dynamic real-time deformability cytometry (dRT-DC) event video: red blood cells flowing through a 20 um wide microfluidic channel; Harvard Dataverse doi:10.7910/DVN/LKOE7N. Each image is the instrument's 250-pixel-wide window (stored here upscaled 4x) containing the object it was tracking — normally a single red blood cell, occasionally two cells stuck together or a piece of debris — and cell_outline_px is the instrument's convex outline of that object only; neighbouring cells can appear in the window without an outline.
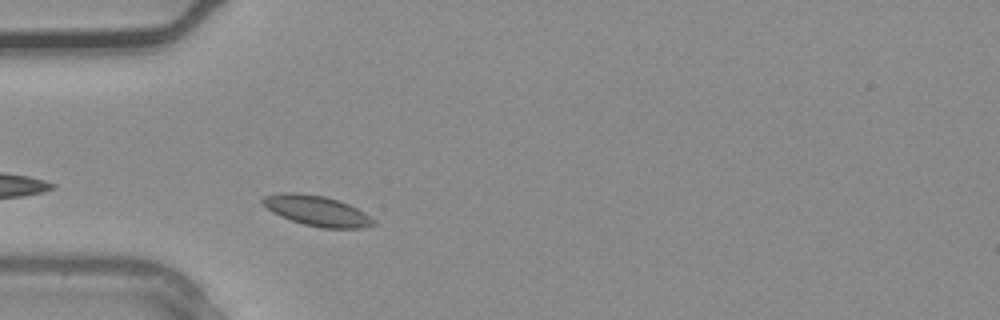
{"species": "common noctule bat (a hibernating species)", "species_latin": "Nyctalus noctula", "temperature_condition": "warm", "stored_images_in_passage": 8, "camera_frame_rate_fps": 3000, "um_per_image_px": 0.085, "animal": {"sex": "male", "body_mass_g": 20.4}, "frame": {"image": 1, "passage_image": 2, "time_ms": 0.333, "image_size_px": [1000, 320], "cell_outline_px": [[376, 224], [364, 228], [320, 228], [304, 224], [280, 216], [272, 212], [260, 204], [260, 200], [264, 196], [280, 192], [300, 192], [324, 196], [340, 200], [364, 212], [376, 220]], "centroid_in_image_um": [26.91, 17.9], "position_along_channel_um": 58.1, "area_um2": 19.88}}